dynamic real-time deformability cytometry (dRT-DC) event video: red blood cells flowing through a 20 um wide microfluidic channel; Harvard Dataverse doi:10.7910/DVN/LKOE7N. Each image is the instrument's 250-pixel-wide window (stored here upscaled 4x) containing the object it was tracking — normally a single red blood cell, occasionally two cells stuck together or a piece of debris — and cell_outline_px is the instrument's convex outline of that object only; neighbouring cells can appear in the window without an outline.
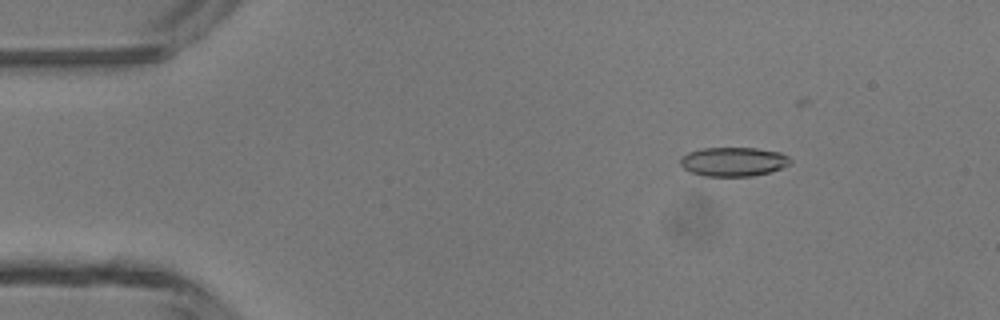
{"species": "common noctule bat (a hibernating species)", "species_latin": "Nyctalus noctula", "temperature_condition": "room temperature", "stored_images_in_passage": 43, "camera_frame_rate_fps": 3000, "um_per_image_px": 0.085, "animal": {"sex": "male", "body_mass_g": 13.3}, "frame": {"image": 1, "passage_image": 6, "time_ms": 1.667, "image_size_px": [1000, 320], "cell_outline_px": [[792, 164], [768, 172], [752, 176], [704, 176], [692, 172], [684, 168], [680, 164], [680, 156], [688, 152], [704, 148], [756, 148], [780, 152], [788, 156], [792, 160]], "centroid_in_image_um": [62.34, 13.74], "position_along_channel_um": 22.7, "area_um2": 18.67}}
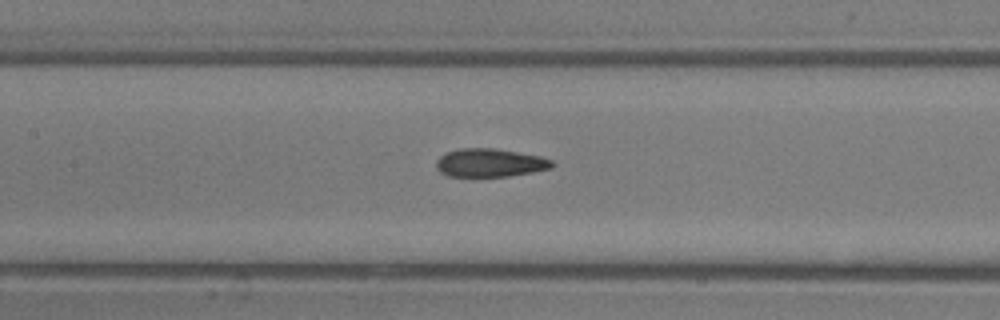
{"frame": {"image": 2, "passage_image": 21, "time_ms": 6.667, "image_size_px": [1000, 320], "cell_outline_px": [[556, 164], [552, 168], [532, 172], [508, 176], [448, 176], [440, 172], [436, 168], [436, 160], [440, 156], [448, 152], [460, 148], [492, 148], [540, 156], [552, 160]], "centroid_in_image_um": [41.65, 13.84], "position_along_channel_um": 165.8, "area_um2": 19.02}}
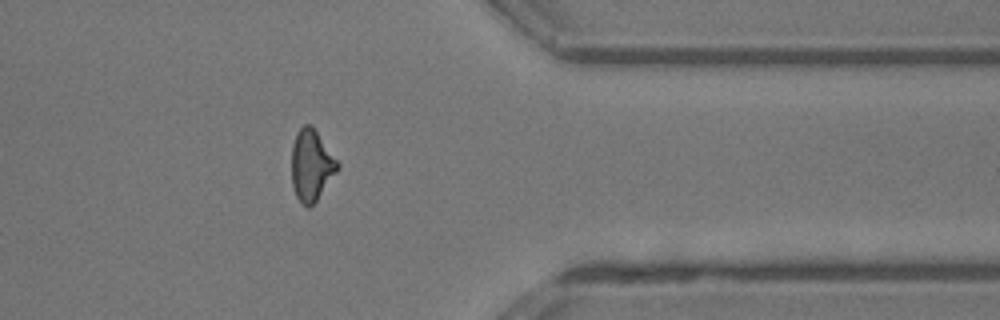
{"frame": {"image": 3, "passage_image": 37, "time_ms": 12.0, "image_size_px": [1000, 320], "cell_outline_px": [[340, 168], [316, 200], [308, 208], [300, 204], [296, 196], [292, 184], [292, 144], [296, 132], [304, 124], [312, 124], [340, 164]], "centroid_in_image_um": [26.46, 14.03], "position_along_channel_um": 384.9, "area_um2": 19.19}}